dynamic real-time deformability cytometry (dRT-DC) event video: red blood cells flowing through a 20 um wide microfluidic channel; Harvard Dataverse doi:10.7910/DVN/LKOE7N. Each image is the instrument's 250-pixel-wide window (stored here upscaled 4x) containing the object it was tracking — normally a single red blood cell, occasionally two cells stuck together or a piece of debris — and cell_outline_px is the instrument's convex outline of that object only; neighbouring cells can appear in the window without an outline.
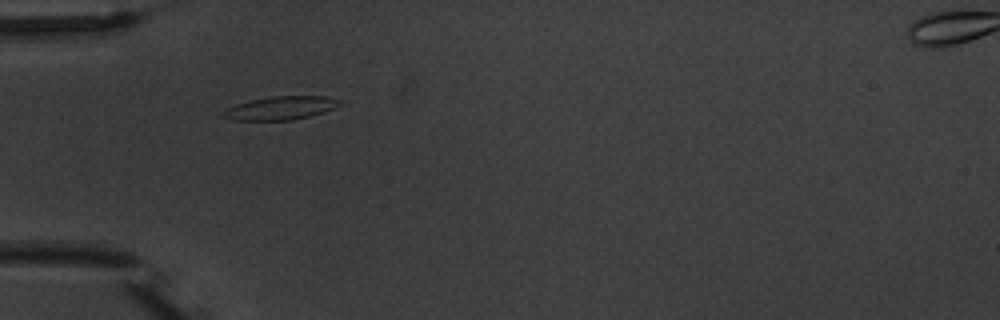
{"species": "common noctule bat (a hibernating species)", "species_latin": "Nyctalus noctula", "temperature_condition": "warm", "stored_images_in_passage": 3, "camera_frame_rate_fps": 3000, "um_per_image_px": 0.085, "animal": {"sex": "male", "body_mass_g": 20.1, "forearm_length_mm": 53.5}, "frame": {"image": 1, "passage_image": 1, "time_ms": 0.0, "image_size_px": [1000, 320], "cell_outline_px": [[344, 100], [336, 108], [324, 112], [292, 120], [232, 120], [220, 116], [220, 112], [224, 108], [236, 104], [252, 100], [272, 96], [324, 96]], "centroid_in_image_um": [23.83, 9.18], "position_along_channel_um": 61.2, "area_um2": 16.07}}
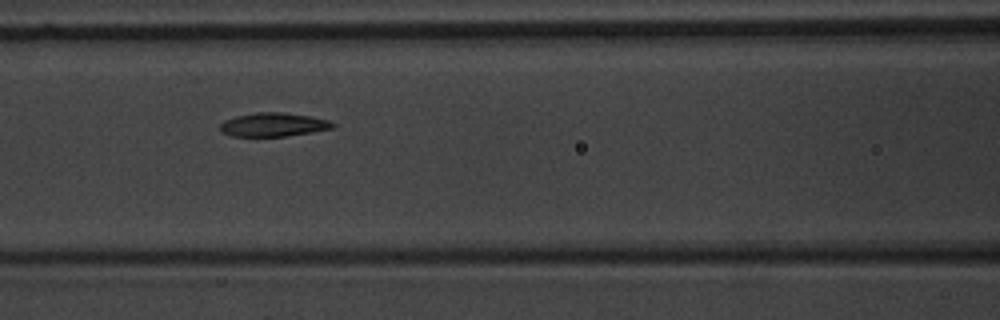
{"frame": {"image": 2, "passage_image": 3, "time_ms": 2.333, "image_size_px": [1000, 320], "cell_outline_px": [[336, 128], [288, 136], [232, 136], [220, 132], [220, 124], [224, 120], [236, 116], [256, 112], [280, 112], [312, 116], [328, 120], [336, 124]], "centroid_in_image_um": [23.26, 10.59], "position_along_channel_um": 143.3, "area_um2": 15.72}}